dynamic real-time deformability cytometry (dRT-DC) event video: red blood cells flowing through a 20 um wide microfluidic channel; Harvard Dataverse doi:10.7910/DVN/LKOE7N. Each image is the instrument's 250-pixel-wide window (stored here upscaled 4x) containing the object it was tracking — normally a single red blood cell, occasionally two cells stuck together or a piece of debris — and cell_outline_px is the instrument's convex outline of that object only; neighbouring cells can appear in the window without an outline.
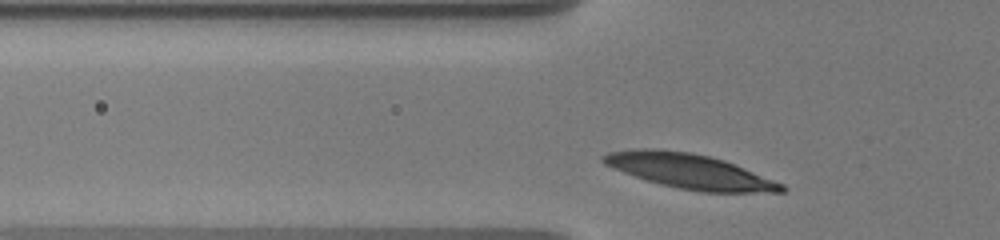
{"species": "human", "species_latin": "Homo sapiens", "temperature_condition": "warm", "stored_images_in_passage": 33, "camera_frame_rate_fps": 3000, "um_per_image_px": 0.085, "donor": {"sex": "male"}, "frame": {"image": 1, "passage_image": 4, "time_ms": 1.0, "image_size_px": [1000, 240], "cell_outline_px": [[784, 192], [704, 192], [680, 188], [660, 184], [624, 172], [604, 164], [600, 160], [600, 156], [608, 152], [632, 148], [660, 148], [692, 152], [724, 160], [784, 184]], "centroid_in_image_um": [58.57, 14.53], "position_along_channel_um": 67.2, "area_um2": 35.89}}
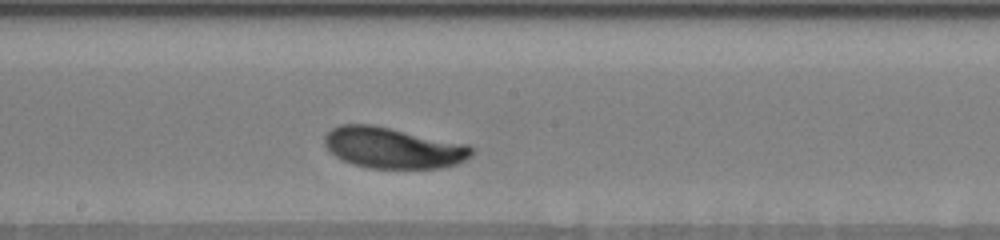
{"frame": {"image": 2, "passage_image": 17, "time_ms": 5.333, "image_size_px": [1000, 240], "cell_outline_px": [[476, 148], [472, 156], [456, 164], [440, 168], [368, 168], [352, 164], [336, 156], [324, 144], [324, 136], [332, 128], [340, 124], [372, 124], [468, 144]], "centroid_in_image_um": [33.44, 12.56], "position_along_channel_um": 214.8, "area_um2": 35.2}}
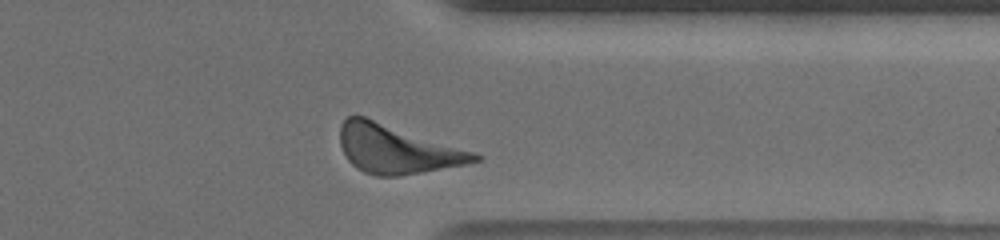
{"frame": {"image": 3, "passage_image": 31, "time_ms": 10.0, "image_size_px": [1000, 240], "cell_outline_px": [[484, 156], [480, 160], [464, 164], [400, 176], [376, 176], [364, 172], [352, 164], [348, 160], [340, 144], [340, 124], [348, 116], [364, 116], [476, 152]], "centroid_in_image_um": [33.73, 12.67], "position_along_channel_um": 377.7, "area_um2": 37.86}, "authors_computed_cell_mechanics": {"area_um2": 35.1424, "velocity_mm_per_s": 3.4966, "shape_relaxation_time_tau1_ms": 1.6457, "shape_relaxation_time_tau2_ms": null, "deformation_change_tau1": 0.1294, "deformation_change_tau2": null}}